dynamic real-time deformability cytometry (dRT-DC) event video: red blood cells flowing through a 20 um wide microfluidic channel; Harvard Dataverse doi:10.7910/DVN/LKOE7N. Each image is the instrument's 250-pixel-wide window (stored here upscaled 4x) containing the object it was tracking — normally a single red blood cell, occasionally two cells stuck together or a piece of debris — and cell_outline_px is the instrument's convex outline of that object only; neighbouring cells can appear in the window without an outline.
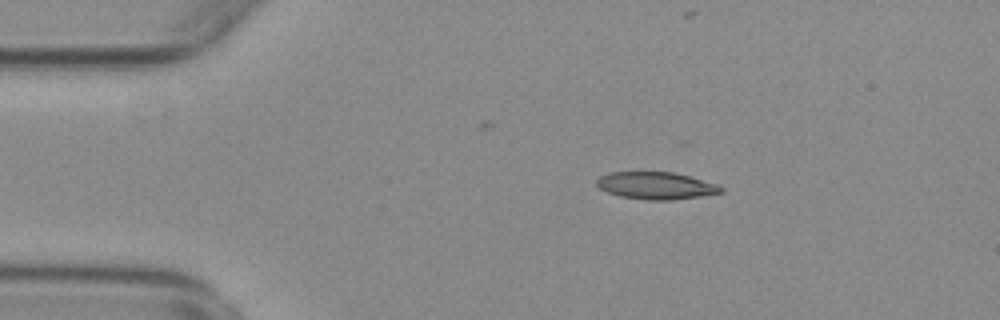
{"species": "common noctule bat (a hibernating species)", "species_latin": "Nyctalus noctula", "temperature_condition": "warm", "stored_images_in_passage": 47, "camera_frame_rate_fps": 3000, "um_per_image_px": 0.085, "animal": {"sex": "female", "body_mass_g": 29.2, "forearm_length_mm": 56.3}, "frame": {"image": 1, "passage_image": 1, "time_ms": 0.0, "image_size_px": [1000, 320], "cell_outline_px": [[724, 192], [700, 196], [672, 200], [648, 200], [620, 196], [608, 192], [600, 188], [596, 184], [596, 180], [600, 176], [608, 172], [672, 172], [720, 184], [724, 188]], "centroid_in_image_um": [55.79, 15.77], "position_along_channel_um": 29.2, "area_um2": 19.77}}
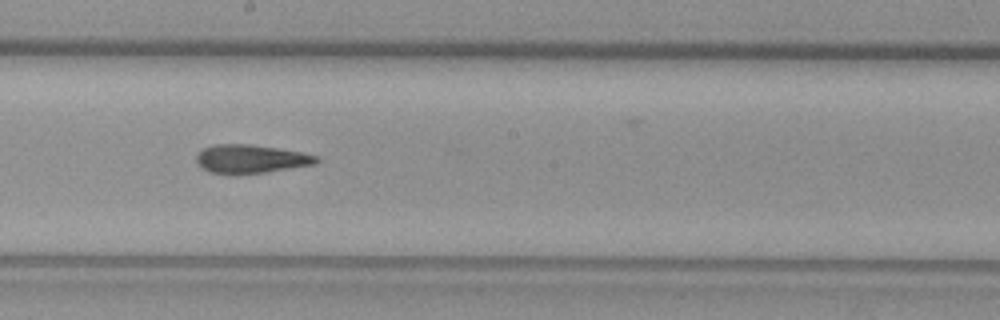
{"frame": {"image": 2, "passage_image": 21, "time_ms": 6.667, "image_size_px": [1000, 320], "cell_outline_px": [[320, 160], [316, 164], [268, 172], [236, 176], [228, 176], [208, 172], [200, 168], [196, 164], [196, 156], [204, 148], [216, 144], [248, 144], [276, 148], [300, 152], [320, 156]], "centroid_in_image_um": [21.28, 13.55], "position_along_channel_um": 226.9, "area_um2": 20.58}}
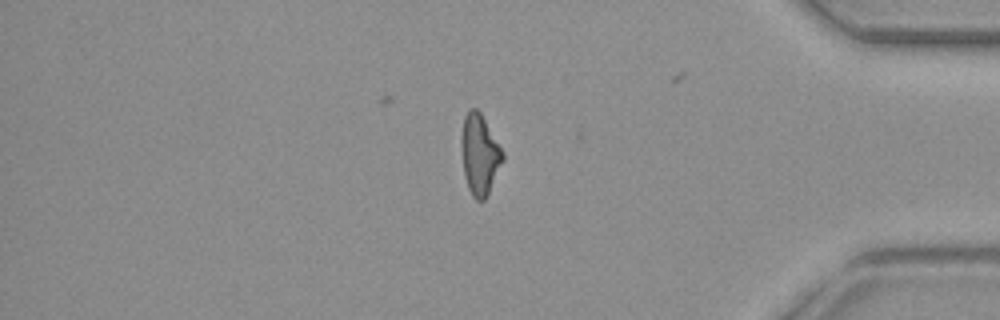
{"frame": {"image": 3, "passage_image": 37, "time_ms": 12.0, "image_size_px": [1000, 320], "cell_outline_px": [[504, 160], [484, 200], [476, 200], [472, 196], [468, 188], [464, 176], [460, 144], [460, 136], [464, 116], [468, 108], [476, 108], [480, 112], [504, 152]], "centroid_in_image_um": [40.74, 13.1], "position_along_channel_um": 394.5, "area_um2": 19.54}, "authors_computed_cell_mechanics": {"area_um2": 19.941, "velocity_mm_per_s": 3.7526, "shape_relaxation_time_tau1_ms": null, "shape_relaxation_time_tau2_ms": 5.0206, "deformation_change_tau1": null, "deformation_change_tau2": 0.1371}}